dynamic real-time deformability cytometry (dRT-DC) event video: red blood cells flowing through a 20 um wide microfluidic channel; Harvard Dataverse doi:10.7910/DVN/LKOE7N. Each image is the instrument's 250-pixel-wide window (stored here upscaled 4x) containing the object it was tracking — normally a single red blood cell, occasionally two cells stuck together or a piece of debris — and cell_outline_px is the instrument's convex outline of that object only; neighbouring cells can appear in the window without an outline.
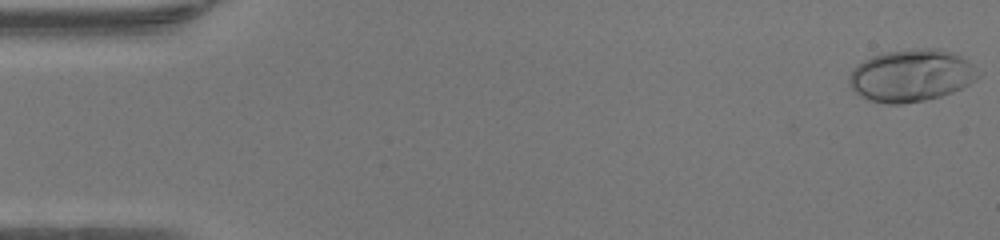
{"species": "human", "species_latin": "Homo sapiens", "temperature_condition": "warm", "stored_images_in_passage": 48, "camera_frame_rate_fps": 3000, "um_per_image_px": 0.085, "donor": {"sex": "female"}, "frame": {"image": 1, "passage_image": 1, "time_ms": 0.0, "image_size_px": [1000, 240], "cell_outline_px": [[980, 76], [968, 84], [952, 92], [940, 96], [924, 100], [900, 104], [888, 104], [868, 100], [860, 96], [848, 84], [848, 76], [852, 68], [864, 60], [872, 56], [884, 52], [916, 48], [936, 48], [956, 52], [968, 60], [972, 64]], "centroid_in_image_um": [77.43, 6.4], "position_along_channel_um": 7.6, "area_um2": 39.42}}
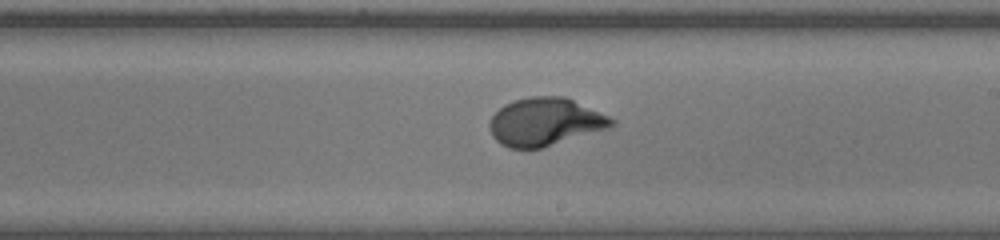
{"frame": {"image": 2, "passage_image": 28, "time_ms": 9.0, "image_size_px": [1000, 240], "cell_outline_px": [[616, 124], [608, 128], [540, 148], [508, 148], [500, 144], [492, 136], [488, 124], [492, 116], [504, 104], [528, 96], [564, 96], [608, 116], [616, 120]], "centroid_in_image_um": [46.3, 10.35], "position_along_channel_um": 242.7, "area_um2": 33.76}}
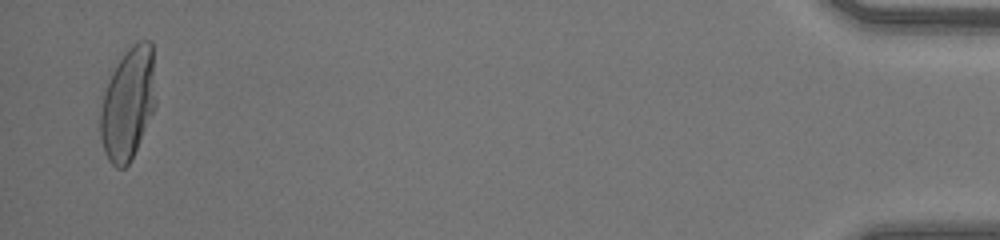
{"frame": {"image": 3, "passage_image": 47, "time_ms": 15.333, "image_size_px": [1000, 240], "cell_outline_px": [[156, 108], [128, 164], [124, 168], [116, 168], [108, 160], [104, 152], [100, 136], [100, 112], [108, 80], [116, 64], [124, 52], [132, 44], [140, 40], [148, 40], [152, 44], [156, 100]], "centroid_in_image_um": [10.89, 8.79], "position_along_channel_um": 424.3, "area_um2": 36.3}, "authors_computed_cell_mechanics": {"area_um2": 33.7263, "velocity_mm_per_s": 4.3166, "shape_relaxation_time_tau1_ms": 3.4536, "shape_relaxation_time_tau2_ms": null, "deformation_change_tau1": 0.2225, "deformation_change_tau2": null}}